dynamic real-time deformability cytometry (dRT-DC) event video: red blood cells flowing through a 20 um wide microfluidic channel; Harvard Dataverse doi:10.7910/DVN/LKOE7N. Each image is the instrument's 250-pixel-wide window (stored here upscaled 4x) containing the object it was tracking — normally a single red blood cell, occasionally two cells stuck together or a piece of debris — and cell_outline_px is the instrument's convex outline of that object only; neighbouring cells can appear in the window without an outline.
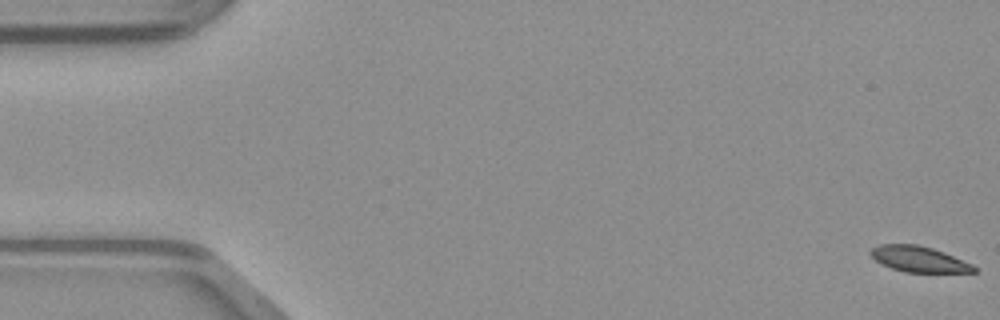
{"species": "common noctule bat (a hibernating species)", "species_latin": "Nyctalus noctula", "temperature_condition": "warm", "stored_images_in_passage": 51, "camera_frame_rate_fps": 3000, "um_per_image_px": 0.085, "animal": {"sex": "male", "body_mass_g": 23.1, "forearm_length_mm": 52.7}, "frame": {"image": 1, "passage_image": 1, "time_ms": 0.0, "image_size_px": [1000, 320], "cell_outline_px": [[976, 272], [904, 272], [880, 264], [868, 252], [872, 248], [880, 244], [916, 244], [932, 248], [944, 252], [972, 264], [976, 268]], "centroid_in_image_um": [78.08, 22.02], "position_along_channel_um": 6.9, "area_um2": 15.43}}
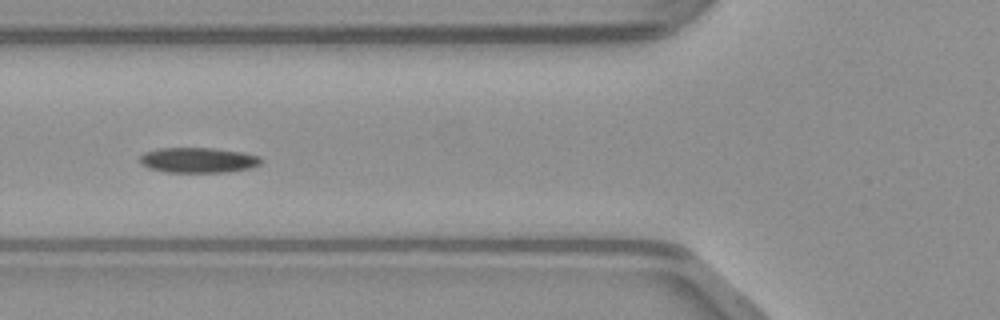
{"frame": {"image": 2, "passage_image": 19, "time_ms": 6.0, "image_size_px": [1000, 320], "cell_outline_px": [[264, 160], [260, 164], [252, 168], [224, 172], [164, 172], [148, 168], [140, 164], [140, 156], [144, 152], [160, 148], [212, 148], [244, 152], [260, 156]], "centroid_in_image_um": [16.86, 13.61], "position_along_channel_um": 108.9, "area_um2": 18.03}}
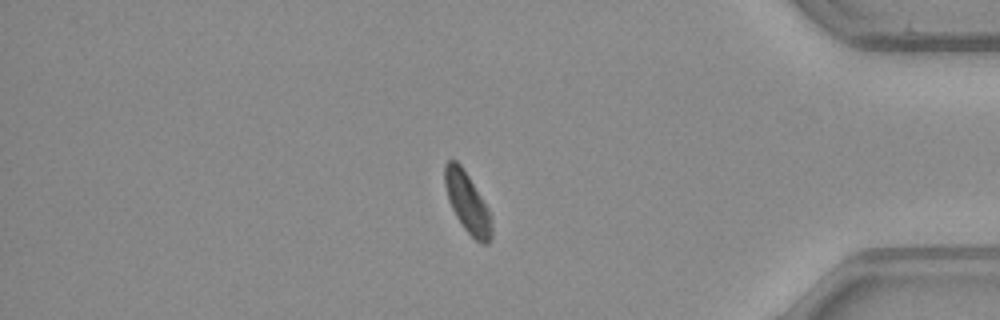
{"frame": {"image": 3, "passage_image": 42, "time_ms": 13.667, "image_size_px": [1000, 320], "cell_outline_px": [[492, 240], [488, 244], [484, 244], [476, 240], [464, 228], [456, 216], [448, 200], [444, 184], [444, 164], [448, 160], [456, 160], [460, 164], [468, 176], [488, 208], [492, 220]], "centroid_in_image_um": [39.73, 17.23], "position_along_channel_um": 395.5, "area_um2": 16.36}}